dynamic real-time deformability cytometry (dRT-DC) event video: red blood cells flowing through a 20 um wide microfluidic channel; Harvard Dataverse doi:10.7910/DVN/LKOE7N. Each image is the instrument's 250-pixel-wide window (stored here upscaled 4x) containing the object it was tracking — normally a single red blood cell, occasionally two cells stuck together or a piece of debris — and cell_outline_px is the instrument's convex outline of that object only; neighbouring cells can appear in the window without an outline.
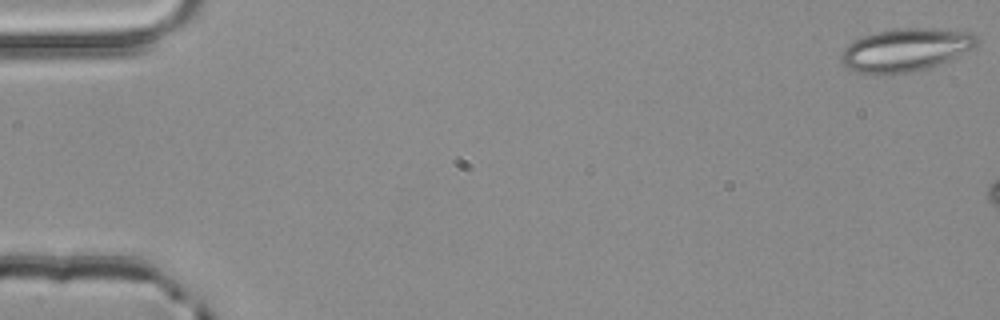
{"species": "common noctule bat (a hibernating species)", "species_latin": "Nyctalus noctula", "temperature_condition": "room temperature", "stored_images_in_passage": 4, "segment_of_instrument_passage": [2, 2], "camera_frame_rate_fps": 3000, "um_per_image_px": 0.085, "animal": {"sex": "male", "body_mass_g": 20.4}, "frame": {"image": 1, "passage_image": 4, "time_ms": 1.0, "image_size_px": [1000, 320], "cell_outline_px": [[980, 40], [972, 48], [948, 60], [928, 68], [908, 72], [884, 76], [860, 72], [848, 68], [840, 60], [840, 56], [844, 48], [852, 40], [876, 32], [900, 28], [924, 28], [972, 32]], "centroid_in_image_um": [76.94, 4.25], "position_along_channel_um": 8.1, "area_um2": 33.87}}